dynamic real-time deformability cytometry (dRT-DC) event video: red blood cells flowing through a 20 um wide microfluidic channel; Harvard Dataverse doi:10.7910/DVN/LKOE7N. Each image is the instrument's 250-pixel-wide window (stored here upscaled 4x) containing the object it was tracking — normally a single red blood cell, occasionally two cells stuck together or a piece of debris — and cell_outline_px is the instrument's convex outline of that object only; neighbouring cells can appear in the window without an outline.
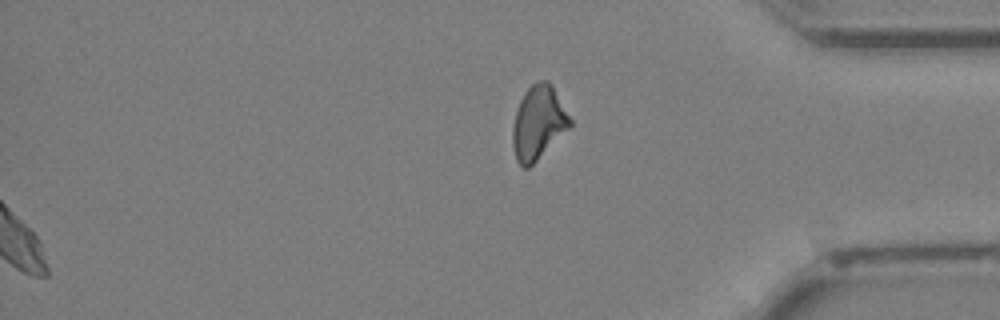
{"species": "Egyptian fruit bat (a non-hibernating species)", "species_latin": "Rousettus aegyptiacus", "temperature_condition": "cold", "stored_images_in_passage": 33, "segment_of_instrument_passage": [2, 2], "camera_frame_rate_fps": 3000, "um_per_image_px": 0.085, "animal": {"sex": "female"}, "frame": {"image": 1, "passage_image": 33, "time_ms": 10.667, "image_size_px": [1000, 320], "cell_outline_px": [[572, 124], [528, 168], [524, 168], [516, 160], [512, 144], [512, 128], [516, 112], [520, 100], [524, 92], [532, 84], [540, 80], [548, 80], [552, 84], [572, 120]], "centroid_in_image_um": [45.74, 10.4], "position_along_channel_um": 389.5, "area_um2": 24.28}}